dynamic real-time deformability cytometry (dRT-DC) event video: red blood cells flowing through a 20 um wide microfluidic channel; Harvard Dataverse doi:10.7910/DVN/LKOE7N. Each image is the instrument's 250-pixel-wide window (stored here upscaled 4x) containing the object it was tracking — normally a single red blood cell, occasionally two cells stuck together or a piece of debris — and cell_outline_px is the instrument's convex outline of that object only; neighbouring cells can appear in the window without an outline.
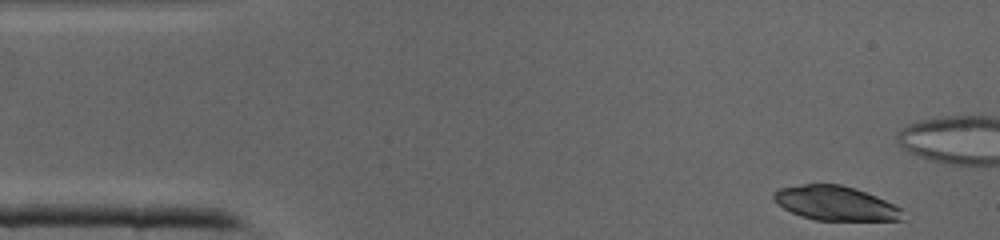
{"species": "common noctule bat (a hibernating species)", "species_latin": "Nyctalus noctula", "temperature_condition": "cold", "stored_images_in_passage": 40, "camera_frame_rate_fps": 3000, "um_per_image_px": 0.085, "animal": {"sex": "male", "body_mass_g": 19.0, "forearm_length_mm": 50.8}, "frame": {"image": 1, "passage_image": 1, "time_ms": 0.0, "image_size_px": [1000, 240], "cell_outline_px": [[904, 220], [816, 220], [800, 216], [784, 208], [772, 196], [772, 192], [780, 188], [804, 184], [840, 184], [876, 196], [900, 208]], "centroid_in_image_um": [70.99, 17.28], "position_along_channel_um": 14.0, "area_um2": 25.37}}